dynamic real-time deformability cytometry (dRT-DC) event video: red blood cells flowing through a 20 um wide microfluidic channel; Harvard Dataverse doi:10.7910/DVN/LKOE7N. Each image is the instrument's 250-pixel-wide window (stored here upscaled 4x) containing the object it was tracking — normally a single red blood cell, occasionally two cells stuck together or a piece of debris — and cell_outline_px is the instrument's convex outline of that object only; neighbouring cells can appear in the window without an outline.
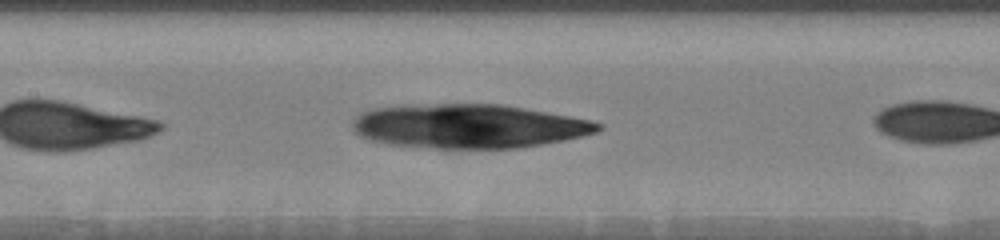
{"species": "human", "species_latin": "Homo sapiens", "temperature_condition": "warm", "stored_images_in_passage": 28, "segment_of_instrument_passage": [2, 2], "camera_frame_rate_fps": 3000, "um_per_image_px": 0.085, "donor": {"sex": "male"}, "frame": {"image": 1, "passage_image": 10, "time_ms": 1.667, "image_size_px": [1000, 240], "cell_outline_px": [[604, 128], [596, 132], [564, 140], [516, 148], [444, 152], [384, 144], [368, 140], [360, 136], [352, 128], [352, 120], [360, 112], [372, 108], [400, 104], [504, 104], [592, 120], [604, 124]], "centroid_in_image_um": [39.73, 10.76], "position_along_channel_um": 167.7, "area_um2": 65.49}}